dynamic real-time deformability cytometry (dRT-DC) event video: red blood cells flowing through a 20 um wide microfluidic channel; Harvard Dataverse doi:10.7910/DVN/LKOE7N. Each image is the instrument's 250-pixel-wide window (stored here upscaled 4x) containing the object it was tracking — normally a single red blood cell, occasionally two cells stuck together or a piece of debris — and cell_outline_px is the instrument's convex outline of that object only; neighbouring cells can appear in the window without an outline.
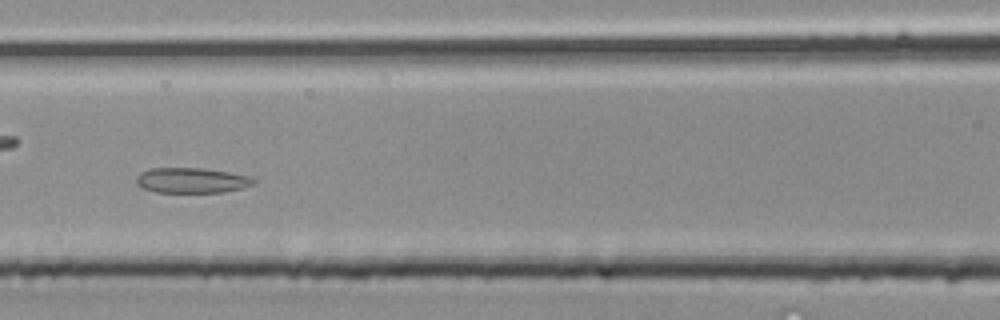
{"species": "common noctule bat (a hibernating species)", "species_latin": "Nyctalus noctula", "temperature_condition": "room temperature", "stored_images_in_passage": 36, "camera_frame_rate_fps": 3000, "um_per_image_px": 0.085, "animal": {"sex": "male", "body_mass_g": 20.4}, "frame": {"image": 1, "passage_image": 14, "time_ms": 4.333, "image_size_px": [1000, 320], "cell_outline_px": [[256, 180], [252, 184], [244, 188], [224, 192], [156, 192], [144, 188], [136, 184], [136, 176], [140, 172], [148, 168], [204, 168], [228, 172], [244, 176]], "centroid_in_image_um": [16.23, 15.33], "position_along_channel_um": 150.4, "area_um2": 17.17}}
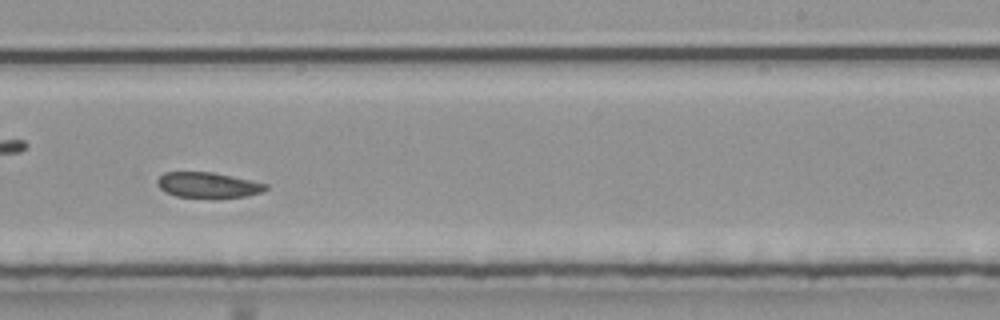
{"frame": {"image": 2, "passage_image": 21, "time_ms": 6.667, "image_size_px": [1000, 320], "cell_outline_px": [[268, 188], [260, 192], [248, 196], [176, 196], [164, 192], [156, 184], [156, 180], [164, 172], [212, 172], [268, 184]], "centroid_in_image_um": [17.63, 15.7], "position_along_channel_um": 271.4, "area_um2": 15.61}}
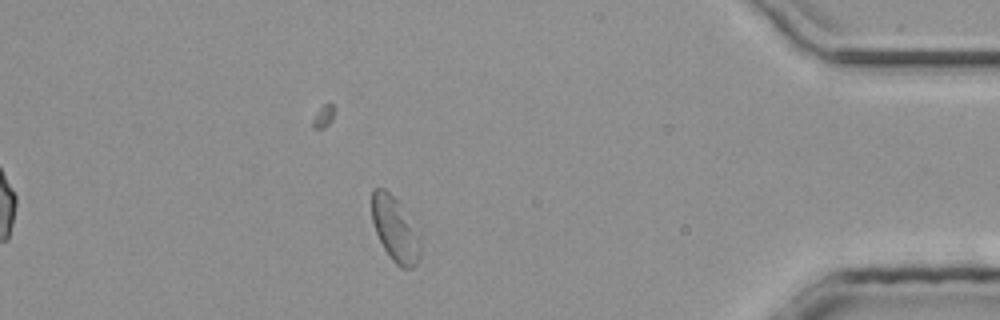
{"frame": {"image": 3, "passage_image": 31, "time_ms": 10.0, "image_size_px": [1000, 320], "cell_outline_px": [[420, 256], [416, 264], [412, 268], [400, 268], [392, 260], [384, 248], [376, 232], [372, 220], [372, 188], [384, 188], [396, 200], [420, 244]], "centroid_in_image_um": [33.51, 19.53], "position_along_channel_um": 401.7, "area_um2": 17.17}}